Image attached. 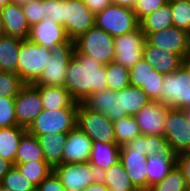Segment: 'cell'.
Returning <instances> with one entry per match:
<instances>
[{"label": "cell", "instance_id": "cell-1", "mask_svg": "<svg viewBox=\"0 0 190 191\" xmlns=\"http://www.w3.org/2000/svg\"><path fill=\"white\" fill-rule=\"evenodd\" d=\"M64 88L77 103L83 102L91 94L107 89L105 66L75 49L67 67Z\"/></svg>", "mask_w": 190, "mask_h": 191}, {"label": "cell", "instance_id": "cell-2", "mask_svg": "<svg viewBox=\"0 0 190 191\" xmlns=\"http://www.w3.org/2000/svg\"><path fill=\"white\" fill-rule=\"evenodd\" d=\"M147 159L145 152V135H140L121 146L119 161L140 191L148 190Z\"/></svg>", "mask_w": 190, "mask_h": 191}, {"label": "cell", "instance_id": "cell-3", "mask_svg": "<svg viewBox=\"0 0 190 191\" xmlns=\"http://www.w3.org/2000/svg\"><path fill=\"white\" fill-rule=\"evenodd\" d=\"M161 103L168 108H190V72L184 64L175 72L164 75Z\"/></svg>", "mask_w": 190, "mask_h": 191}, {"label": "cell", "instance_id": "cell-4", "mask_svg": "<svg viewBox=\"0 0 190 191\" xmlns=\"http://www.w3.org/2000/svg\"><path fill=\"white\" fill-rule=\"evenodd\" d=\"M51 57L50 49L28 39L23 40L18 56V76L25 84H33L41 76Z\"/></svg>", "mask_w": 190, "mask_h": 191}, {"label": "cell", "instance_id": "cell-5", "mask_svg": "<svg viewBox=\"0 0 190 191\" xmlns=\"http://www.w3.org/2000/svg\"><path fill=\"white\" fill-rule=\"evenodd\" d=\"M74 43L80 54L90 56L104 66L114 61V37L101 28L94 26Z\"/></svg>", "mask_w": 190, "mask_h": 191}, {"label": "cell", "instance_id": "cell-6", "mask_svg": "<svg viewBox=\"0 0 190 191\" xmlns=\"http://www.w3.org/2000/svg\"><path fill=\"white\" fill-rule=\"evenodd\" d=\"M78 108H60L43 111L35 118L27 131L36 137L48 133H68L77 122Z\"/></svg>", "mask_w": 190, "mask_h": 191}, {"label": "cell", "instance_id": "cell-7", "mask_svg": "<svg viewBox=\"0 0 190 191\" xmlns=\"http://www.w3.org/2000/svg\"><path fill=\"white\" fill-rule=\"evenodd\" d=\"M95 26L115 38L133 32L139 27V22L133 9L110 4L95 14Z\"/></svg>", "mask_w": 190, "mask_h": 191}, {"label": "cell", "instance_id": "cell-8", "mask_svg": "<svg viewBox=\"0 0 190 191\" xmlns=\"http://www.w3.org/2000/svg\"><path fill=\"white\" fill-rule=\"evenodd\" d=\"M41 76L33 83L39 87L60 86L64 87L65 75L70 59L75 52V43H60L54 45Z\"/></svg>", "mask_w": 190, "mask_h": 191}, {"label": "cell", "instance_id": "cell-9", "mask_svg": "<svg viewBox=\"0 0 190 191\" xmlns=\"http://www.w3.org/2000/svg\"><path fill=\"white\" fill-rule=\"evenodd\" d=\"M76 126L84 131L92 142L117 143L113 122L104 114L87 109L79 103Z\"/></svg>", "mask_w": 190, "mask_h": 191}, {"label": "cell", "instance_id": "cell-10", "mask_svg": "<svg viewBox=\"0 0 190 191\" xmlns=\"http://www.w3.org/2000/svg\"><path fill=\"white\" fill-rule=\"evenodd\" d=\"M95 26V14L82 0H64L63 27L71 41Z\"/></svg>", "mask_w": 190, "mask_h": 191}, {"label": "cell", "instance_id": "cell-11", "mask_svg": "<svg viewBox=\"0 0 190 191\" xmlns=\"http://www.w3.org/2000/svg\"><path fill=\"white\" fill-rule=\"evenodd\" d=\"M164 137L176 155L190 150V124L184 110L168 109L165 117Z\"/></svg>", "mask_w": 190, "mask_h": 191}, {"label": "cell", "instance_id": "cell-12", "mask_svg": "<svg viewBox=\"0 0 190 191\" xmlns=\"http://www.w3.org/2000/svg\"><path fill=\"white\" fill-rule=\"evenodd\" d=\"M53 172L66 191H83L99 179V173L89 162L58 164L53 167Z\"/></svg>", "mask_w": 190, "mask_h": 191}, {"label": "cell", "instance_id": "cell-13", "mask_svg": "<svg viewBox=\"0 0 190 191\" xmlns=\"http://www.w3.org/2000/svg\"><path fill=\"white\" fill-rule=\"evenodd\" d=\"M146 35L138 27L133 32L114 38V61L130 69L143 58Z\"/></svg>", "mask_w": 190, "mask_h": 191}, {"label": "cell", "instance_id": "cell-14", "mask_svg": "<svg viewBox=\"0 0 190 191\" xmlns=\"http://www.w3.org/2000/svg\"><path fill=\"white\" fill-rule=\"evenodd\" d=\"M146 41L154 47L178 55L182 60L190 52V33L174 26L148 33Z\"/></svg>", "mask_w": 190, "mask_h": 191}, {"label": "cell", "instance_id": "cell-15", "mask_svg": "<svg viewBox=\"0 0 190 191\" xmlns=\"http://www.w3.org/2000/svg\"><path fill=\"white\" fill-rule=\"evenodd\" d=\"M43 109L39 86L25 84L15 97L17 125L27 129Z\"/></svg>", "mask_w": 190, "mask_h": 191}, {"label": "cell", "instance_id": "cell-16", "mask_svg": "<svg viewBox=\"0 0 190 191\" xmlns=\"http://www.w3.org/2000/svg\"><path fill=\"white\" fill-rule=\"evenodd\" d=\"M28 40L47 49L60 43H74L68 37L63 25L56 24L47 16L30 27Z\"/></svg>", "mask_w": 190, "mask_h": 191}, {"label": "cell", "instance_id": "cell-17", "mask_svg": "<svg viewBox=\"0 0 190 191\" xmlns=\"http://www.w3.org/2000/svg\"><path fill=\"white\" fill-rule=\"evenodd\" d=\"M168 107L161 102L151 101L135 116L141 135L164 136L165 117Z\"/></svg>", "mask_w": 190, "mask_h": 191}, {"label": "cell", "instance_id": "cell-18", "mask_svg": "<svg viewBox=\"0 0 190 191\" xmlns=\"http://www.w3.org/2000/svg\"><path fill=\"white\" fill-rule=\"evenodd\" d=\"M92 148V139L79 127L75 126L67 133L63 146L62 163L88 162Z\"/></svg>", "mask_w": 190, "mask_h": 191}, {"label": "cell", "instance_id": "cell-19", "mask_svg": "<svg viewBox=\"0 0 190 191\" xmlns=\"http://www.w3.org/2000/svg\"><path fill=\"white\" fill-rule=\"evenodd\" d=\"M117 91L104 89L93 93L81 102L87 109L106 115L112 122L120 119V104Z\"/></svg>", "mask_w": 190, "mask_h": 191}, {"label": "cell", "instance_id": "cell-20", "mask_svg": "<svg viewBox=\"0 0 190 191\" xmlns=\"http://www.w3.org/2000/svg\"><path fill=\"white\" fill-rule=\"evenodd\" d=\"M1 13L6 36L28 39L30 25L24 15L22 5L9 2L1 9Z\"/></svg>", "mask_w": 190, "mask_h": 191}, {"label": "cell", "instance_id": "cell-21", "mask_svg": "<svg viewBox=\"0 0 190 191\" xmlns=\"http://www.w3.org/2000/svg\"><path fill=\"white\" fill-rule=\"evenodd\" d=\"M143 59L157 72L164 75L175 72L183 64V60L178 55L154 47L147 41L143 47Z\"/></svg>", "mask_w": 190, "mask_h": 191}, {"label": "cell", "instance_id": "cell-22", "mask_svg": "<svg viewBox=\"0 0 190 191\" xmlns=\"http://www.w3.org/2000/svg\"><path fill=\"white\" fill-rule=\"evenodd\" d=\"M120 148L117 143L92 142L88 162L100 174L119 161Z\"/></svg>", "mask_w": 190, "mask_h": 191}, {"label": "cell", "instance_id": "cell-23", "mask_svg": "<svg viewBox=\"0 0 190 191\" xmlns=\"http://www.w3.org/2000/svg\"><path fill=\"white\" fill-rule=\"evenodd\" d=\"M120 104V119L135 116L151 100L139 87L128 86L117 91Z\"/></svg>", "mask_w": 190, "mask_h": 191}, {"label": "cell", "instance_id": "cell-24", "mask_svg": "<svg viewBox=\"0 0 190 191\" xmlns=\"http://www.w3.org/2000/svg\"><path fill=\"white\" fill-rule=\"evenodd\" d=\"M43 108L47 110H57L60 108H78L77 103L71 94L60 86L39 87Z\"/></svg>", "mask_w": 190, "mask_h": 191}, {"label": "cell", "instance_id": "cell-25", "mask_svg": "<svg viewBox=\"0 0 190 191\" xmlns=\"http://www.w3.org/2000/svg\"><path fill=\"white\" fill-rule=\"evenodd\" d=\"M46 162L54 167L62 164L63 146L67 140V133H48L37 137Z\"/></svg>", "mask_w": 190, "mask_h": 191}, {"label": "cell", "instance_id": "cell-26", "mask_svg": "<svg viewBox=\"0 0 190 191\" xmlns=\"http://www.w3.org/2000/svg\"><path fill=\"white\" fill-rule=\"evenodd\" d=\"M22 41L20 38L6 35L0 38V71L18 75V56Z\"/></svg>", "mask_w": 190, "mask_h": 191}, {"label": "cell", "instance_id": "cell-27", "mask_svg": "<svg viewBox=\"0 0 190 191\" xmlns=\"http://www.w3.org/2000/svg\"><path fill=\"white\" fill-rule=\"evenodd\" d=\"M26 131L25 127L19 125L0 128V157L14 165L20 139Z\"/></svg>", "mask_w": 190, "mask_h": 191}, {"label": "cell", "instance_id": "cell-28", "mask_svg": "<svg viewBox=\"0 0 190 191\" xmlns=\"http://www.w3.org/2000/svg\"><path fill=\"white\" fill-rule=\"evenodd\" d=\"M142 32L147 35L161 31L168 27H173L172 9L170 3L167 2L156 11L150 13L139 22Z\"/></svg>", "mask_w": 190, "mask_h": 191}, {"label": "cell", "instance_id": "cell-29", "mask_svg": "<svg viewBox=\"0 0 190 191\" xmlns=\"http://www.w3.org/2000/svg\"><path fill=\"white\" fill-rule=\"evenodd\" d=\"M31 161L46 160L37 137L26 131L20 139L15 156V164L27 163Z\"/></svg>", "mask_w": 190, "mask_h": 191}, {"label": "cell", "instance_id": "cell-30", "mask_svg": "<svg viewBox=\"0 0 190 191\" xmlns=\"http://www.w3.org/2000/svg\"><path fill=\"white\" fill-rule=\"evenodd\" d=\"M176 165V157H162L161 155H151L147 159V177L148 189L151 185L156 184Z\"/></svg>", "mask_w": 190, "mask_h": 191}, {"label": "cell", "instance_id": "cell-31", "mask_svg": "<svg viewBox=\"0 0 190 191\" xmlns=\"http://www.w3.org/2000/svg\"><path fill=\"white\" fill-rule=\"evenodd\" d=\"M99 179L109 188L118 189H137L129 176L127 175L124 166L120 161H117L109 169L99 174Z\"/></svg>", "mask_w": 190, "mask_h": 191}, {"label": "cell", "instance_id": "cell-32", "mask_svg": "<svg viewBox=\"0 0 190 191\" xmlns=\"http://www.w3.org/2000/svg\"><path fill=\"white\" fill-rule=\"evenodd\" d=\"M107 88L112 91H121L130 86L129 69L115 61L105 65Z\"/></svg>", "mask_w": 190, "mask_h": 191}, {"label": "cell", "instance_id": "cell-33", "mask_svg": "<svg viewBox=\"0 0 190 191\" xmlns=\"http://www.w3.org/2000/svg\"><path fill=\"white\" fill-rule=\"evenodd\" d=\"M21 174L36 187L53 171L46 161H31L27 163L14 164Z\"/></svg>", "mask_w": 190, "mask_h": 191}, {"label": "cell", "instance_id": "cell-34", "mask_svg": "<svg viewBox=\"0 0 190 191\" xmlns=\"http://www.w3.org/2000/svg\"><path fill=\"white\" fill-rule=\"evenodd\" d=\"M114 133L118 145L123 146L127 142L141 135L139 125L134 116H127L113 122Z\"/></svg>", "mask_w": 190, "mask_h": 191}, {"label": "cell", "instance_id": "cell-35", "mask_svg": "<svg viewBox=\"0 0 190 191\" xmlns=\"http://www.w3.org/2000/svg\"><path fill=\"white\" fill-rule=\"evenodd\" d=\"M147 191H188L182 171L175 165L164 179L149 187Z\"/></svg>", "mask_w": 190, "mask_h": 191}, {"label": "cell", "instance_id": "cell-36", "mask_svg": "<svg viewBox=\"0 0 190 191\" xmlns=\"http://www.w3.org/2000/svg\"><path fill=\"white\" fill-rule=\"evenodd\" d=\"M172 9L173 26L190 33V0H168Z\"/></svg>", "mask_w": 190, "mask_h": 191}, {"label": "cell", "instance_id": "cell-37", "mask_svg": "<svg viewBox=\"0 0 190 191\" xmlns=\"http://www.w3.org/2000/svg\"><path fill=\"white\" fill-rule=\"evenodd\" d=\"M1 185L10 191H33L36 188L14 165L3 177Z\"/></svg>", "mask_w": 190, "mask_h": 191}, {"label": "cell", "instance_id": "cell-38", "mask_svg": "<svg viewBox=\"0 0 190 191\" xmlns=\"http://www.w3.org/2000/svg\"><path fill=\"white\" fill-rule=\"evenodd\" d=\"M145 152L147 156L161 155L162 157H176L169 142L164 136L145 135Z\"/></svg>", "mask_w": 190, "mask_h": 191}, {"label": "cell", "instance_id": "cell-39", "mask_svg": "<svg viewBox=\"0 0 190 191\" xmlns=\"http://www.w3.org/2000/svg\"><path fill=\"white\" fill-rule=\"evenodd\" d=\"M24 85L16 73L0 71V98H15Z\"/></svg>", "mask_w": 190, "mask_h": 191}, {"label": "cell", "instance_id": "cell-40", "mask_svg": "<svg viewBox=\"0 0 190 191\" xmlns=\"http://www.w3.org/2000/svg\"><path fill=\"white\" fill-rule=\"evenodd\" d=\"M154 67H151L145 60L140 59L129 69L130 86L141 88L154 74Z\"/></svg>", "mask_w": 190, "mask_h": 191}, {"label": "cell", "instance_id": "cell-41", "mask_svg": "<svg viewBox=\"0 0 190 191\" xmlns=\"http://www.w3.org/2000/svg\"><path fill=\"white\" fill-rule=\"evenodd\" d=\"M17 125L15 98H0V128Z\"/></svg>", "mask_w": 190, "mask_h": 191}, {"label": "cell", "instance_id": "cell-42", "mask_svg": "<svg viewBox=\"0 0 190 191\" xmlns=\"http://www.w3.org/2000/svg\"><path fill=\"white\" fill-rule=\"evenodd\" d=\"M164 74L154 71L151 78L143 84L142 91L149 97L151 101L161 102V90Z\"/></svg>", "mask_w": 190, "mask_h": 191}, {"label": "cell", "instance_id": "cell-43", "mask_svg": "<svg viewBox=\"0 0 190 191\" xmlns=\"http://www.w3.org/2000/svg\"><path fill=\"white\" fill-rule=\"evenodd\" d=\"M44 5V16L63 25L64 22V0H42Z\"/></svg>", "mask_w": 190, "mask_h": 191}, {"label": "cell", "instance_id": "cell-44", "mask_svg": "<svg viewBox=\"0 0 190 191\" xmlns=\"http://www.w3.org/2000/svg\"><path fill=\"white\" fill-rule=\"evenodd\" d=\"M22 8L30 27L39 23L46 17L44 16V5H42V0H32L23 4Z\"/></svg>", "mask_w": 190, "mask_h": 191}, {"label": "cell", "instance_id": "cell-45", "mask_svg": "<svg viewBox=\"0 0 190 191\" xmlns=\"http://www.w3.org/2000/svg\"><path fill=\"white\" fill-rule=\"evenodd\" d=\"M168 2V0H137L133 11L136 15L138 22L150 13L156 11Z\"/></svg>", "mask_w": 190, "mask_h": 191}, {"label": "cell", "instance_id": "cell-46", "mask_svg": "<svg viewBox=\"0 0 190 191\" xmlns=\"http://www.w3.org/2000/svg\"><path fill=\"white\" fill-rule=\"evenodd\" d=\"M176 165L182 171L188 191H190V150L176 155Z\"/></svg>", "mask_w": 190, "mask_h": 191}, {"label": "cell", "instance_id": "cell-47", "mask_svg": "<svg viewBox=\"0 0 190 191\" xmlns=\"http://www.w3.org/2000/svg\"><path fill=\"white\" fill-rule=\"evenodd\" d=\"M37 188L40 191H66L53 171L37 186Z\"/></svg>", "mask_w": 190, "mask_h": 191}, {"label": "cell", "instance_id": "cell-48", "mask_svg": "<svg viewBox=\"0 0 190 191\" xmlns=\"http://www.w3.org/2000/svg\"><path fill=\"white\" fill-rule=\"evenodd\" d=\"M85 5L94 13L97 14L111 4L110 0H82Z\"/></svg>", "mask_w": 190, "mask_h": 191}, {"label": "cell", "instance_id": "cell-49", "mask_svg": "<svg viewBox=\"0 0 190 191\" xmlns=\"http://www.w3.org/2000/svg\"><path fill=\"white\" fill-rule=\"evenodd\" d=\"M83 191H109V188L100 179H98L86 186Z\"/></svg>", "mask_w": 190, "mask_h": 191}, {"label": "cell", "instance_id": "cell-50", "mask_svg": "<svg viewBox=\"0 0 190 191\" xmlns=\"http://www.w3.org/2000/svg\"><path fill=\"white\" fill-rule=\"evenodd\" d=\"M13 164L4 158L0 157V182L5 174L12 168Z\"/></svg>", "mask_w": 190, "mask_h": 191}, {"label": "cell", "instance_id": "cell-51", "mask_svg": "<svg viewBox=\"0 0 190 191\" xmlns=\"http://www.w3.org/2000/svg\"><path fill=\"white\" fill-rule=\"evenodd\" d=\"M111 4L133 9L137 0H110Z\"/></svg>", "mask_w": 190, "mask_h": 191}, {"label": "cell", "instance_id": "cell-52", "mask_svg": "<svg viewBox=\"0 0 190 191\" xmlns=\"http://www.w3.org/2000/svg\"><path fill=\"white\" fill-rule=\"evenodd\" d=\"M3 36H5V28H4V23L2 19L1 9H0V38Z\"/></svg>", "mask_w": 190, "mask_h": 191}, {"label": "cell", "instance_id": "cell-53", "mask_svg": "<svg viewBox=\"0 0 190 191\" xmlns=\"http://www.w3.org/2000/svg\"><path fill=\"white\" fill-rule=\"evenodd\" d=\"M183 64L186 66V68L190 72V52L184 57Z\"/></svg>", "mask_w": 190, "mask_h": 191}, {"label": "cell", "instance_id": "cell-54", "mask_svg": "<svg viewBox=\"0 0 190 191\" xmlns=\"http://www.w3.org/2000/svg\"><path fill=\"white\" fill-rule=\"evenodd\" d=\"M30 1H32V0H10V2L19 4V5L26 4V3L30 2Z\"/></svg>", "mask_w": 190, "mask_h": 191}, {"label": "cell", "instance_id": "cell-55", "mask_svg": "<svg viewBox=\"0 0 190 191\" xmlns=\"http://www.w3.org/2000/svg\"><path fill=\"white\" fill-rule=\"evenodd\" d=\"M109 191H140L139 189H116V188H112V189H109Z\"/></svg>", "mask_w": 190, "mask_h": 191}, {"label": "cell", "instance_id": "cell-56", "mask_svg": "<svg viewBox=\"0 0 190 191\" xmlns=\"http://www.w3.org/2000/svg\"><path fill=\"white\" fill-rule=\"evenodd\" d=\"M9 2H10V0H0V9H2Z\"/></svg>", "mask_w": 190, "mask_h": 191}, {"label": "cell", "instance_id": "cell-57", "mask_svg": "<svg viewBox=\"0 0 190 191\" xmlns=\"http://www.w3.org/2000/svg\"><path fill=\"white\" fill-rule=\"evenodd\" d=\"M184 111H185L186 118H187V120H188V122L190 124V108L189 109H185Z\"/></svg>", "mask_w": 190, "mask_h": 191}, {"label": "cell", "instance_id": "cell-58", "mask_svg": "<svg viewBox=\"0 0 190 191\" xmlns=\"http://www.w3.org/2000/svg\"><path fill=\"white\" fill-rule=\"evenodd\" d=\"M0 191H10L8 188L4 187V186H0Z\"/></svg>", "mask_w": 190, "mask_h": 191}, {"label": "cell", "instance_id": "cell-59", "mask_svg": "<svg viewBox=\"0 0 190 191\" xmlns=\"http://www.w3.org/2000/svg\"><path fill=\"white\" fill-rule=\"evenodd\" d=\"M33 191H40L37 187Z\"/></svg>", "mask_w": 190, "mask_h": 191}]
</instances>
